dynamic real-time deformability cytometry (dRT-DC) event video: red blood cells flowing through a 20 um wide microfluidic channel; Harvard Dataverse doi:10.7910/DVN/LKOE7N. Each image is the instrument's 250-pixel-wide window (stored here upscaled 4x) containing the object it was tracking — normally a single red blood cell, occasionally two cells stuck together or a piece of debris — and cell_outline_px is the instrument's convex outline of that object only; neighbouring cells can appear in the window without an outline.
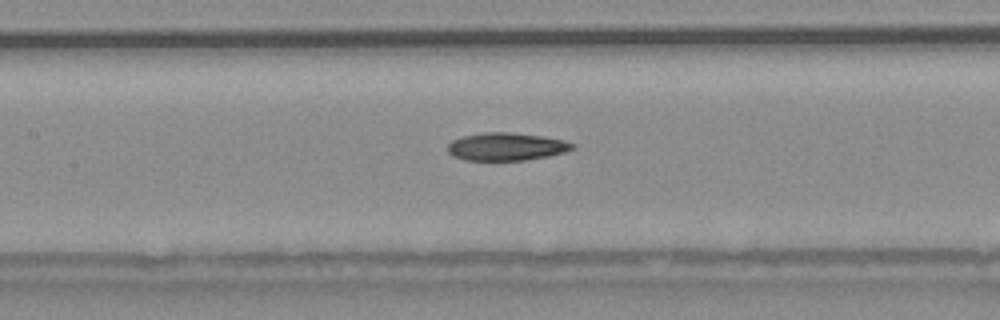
{"species": "common noctule bat (a hibernating species)", "species_latin": "Nyctalus noctula", "temperature_condition": "warm", "stored_images_in_passage": 28, "camera_frame_rate_fps": 3000, "um_per_image_px": 0.085, "animal": {"sex": "male", "body_mass_g": 20.4}, "frame": {"image": 1, "passage_image": 9, "time_ms": 2.667, "image_size_px": [1000, 320], "cell_outline_px": [[576, 148], [564, 152], [548, 156], [524, 160], [464, 160], [452, 156], [448, 152], [448, 144], [452, 140], [460, 136], [484, 132], [508, 132], [540, 136], [564, 140], [576, 144]], "centroid_in_image_um": [43.02, 12.46], "position_along_channel_um": 164.4, "area_um2": 20.29}}